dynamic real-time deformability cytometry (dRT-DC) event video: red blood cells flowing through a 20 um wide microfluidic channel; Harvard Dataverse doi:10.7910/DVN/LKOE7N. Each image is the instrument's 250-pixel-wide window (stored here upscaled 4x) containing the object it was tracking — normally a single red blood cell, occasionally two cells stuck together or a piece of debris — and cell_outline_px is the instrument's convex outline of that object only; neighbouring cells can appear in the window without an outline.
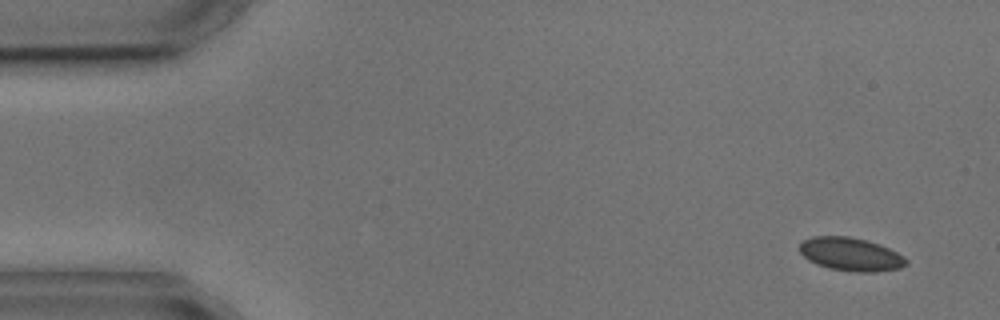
{"species": "common noctule bat (a hibernating species)", "species_latin": "Nyctalus noctula", "temperature_condition": "cold", "stored_images_in_passage": 5, "camera_frame_rate_fps": 3000, "um_per_image_px": 0.085, "animal": {"sex": "male", "body_mass_g": 17.9, "forearm_length_mm": 54.2}, "frame": {"image": 1, "passage_image": 1, "time_ms": 0.0, "image_size_px": [1000, 320], "cell_outline_px": [[908, 264], [900, 268], [876, 272], [856, 272], [828, 268], [816, 264], [808, 260], [800, 252], [800, 244], [804, 240], [812, 236], [848, 236], [868, 240], [880, 244], [904, 256], [908, 260]], "centroid_in_image_um": [72.33, 21.61], "position_along_channel_um": 12.7, "area_um2": 20.81}}